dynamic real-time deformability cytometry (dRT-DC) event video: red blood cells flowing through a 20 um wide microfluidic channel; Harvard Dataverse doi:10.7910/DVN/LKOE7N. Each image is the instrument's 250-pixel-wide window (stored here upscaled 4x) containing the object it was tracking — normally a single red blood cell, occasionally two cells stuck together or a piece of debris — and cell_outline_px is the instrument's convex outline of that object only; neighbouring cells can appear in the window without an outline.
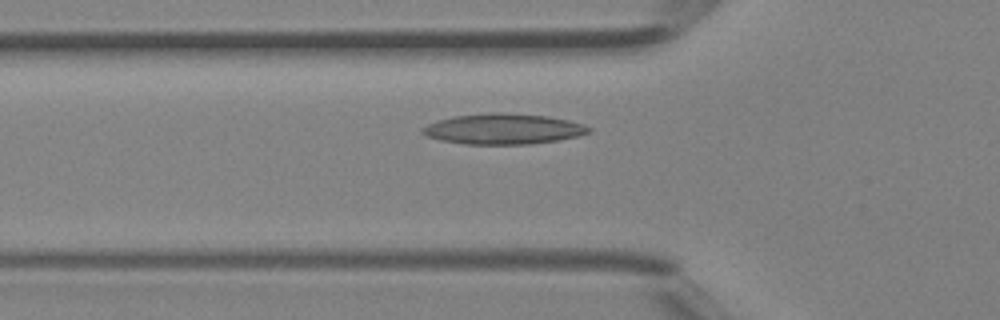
{"species": "Egyptian fruit bat (a non-hibernating species)", "species_latin": "Rousettus aegyptiacus", "temperature_condition": "room temperature", "stored_images_in_passage": 30, "camera_frame_rate_fps": 3000, "um_per_image_px": 0.085, "animal": {"sex": "female"}, "frame": {"image": 1, "passage_image": 3, "time_ms": 0.667, "image_size_px": [1000, 320], "cell_outline_px": [[592, 132], [576, 136], [556, 140], [528, 144], [464, 144], [440, 140], [428, 136], [420, 132], [420, 128], [428, 124], [452, 116], [492, 112], [500, 112], [548, 116], [568, 120], [584, 124], [592, 128]], "centroid_in_image_um": [42.77, 10.95], "position_along_channel_um": 83.0, "area_um2": 29.59}}
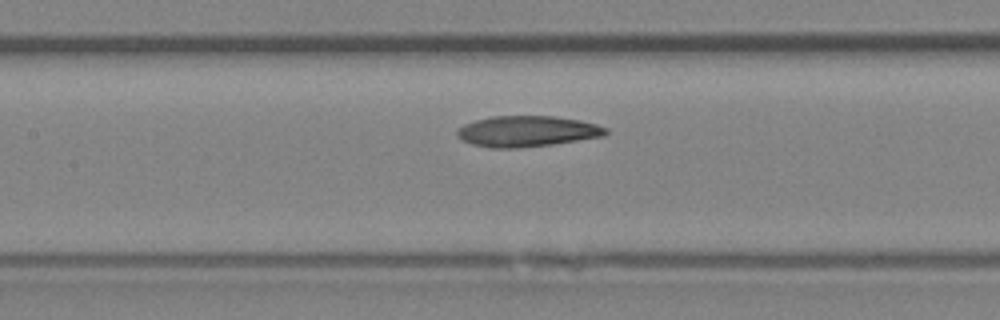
{"frame": {"image": 2, "passage_image": 8, "time_ms": 2.333, "image_size_px": [1000, 320], "cell_outline_px": [[608, 132], [604, 136], [552, 144], [520, 148], [492, 148], [472, 144], [456, 136], [456, 128], [464, 124], [476, 120], [492, 116], [552, 116], [580, 120], [596, 124], [608, 128]], "centroid_in_image_um": [44.79, 11.16], "position_along_channel_um": 162.6, "area_um2": 26.76}}
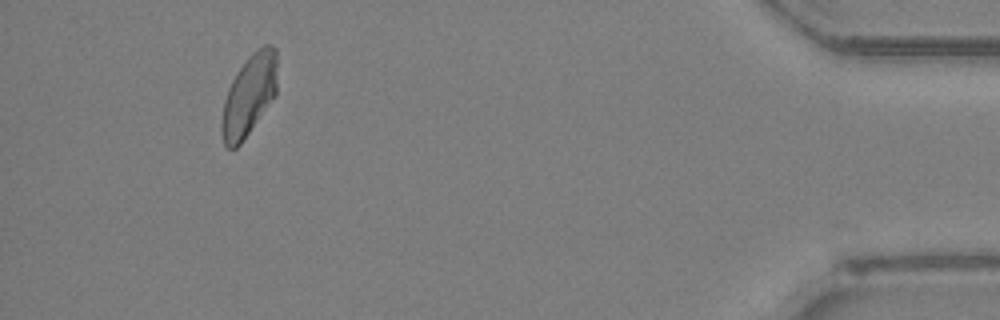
{"frame": {"image": 3, "passage_image": 28, "time_ms": 9.0, "image_size_px": [1000, 320], "cell_outline_px": [[276, 92], [240, 144], [236, 148], [228, 148], [224, 144], [220, 132], [220, 124], [224, 100], [228, 88], [232, 80], [248, 56], [252, 52], [264, 44], [268, 44], [276, 48]], "centroid_in_image_um": [21.13, 8.08], "position_along_channel_um": 414.1, "area_um2": 25.78}}